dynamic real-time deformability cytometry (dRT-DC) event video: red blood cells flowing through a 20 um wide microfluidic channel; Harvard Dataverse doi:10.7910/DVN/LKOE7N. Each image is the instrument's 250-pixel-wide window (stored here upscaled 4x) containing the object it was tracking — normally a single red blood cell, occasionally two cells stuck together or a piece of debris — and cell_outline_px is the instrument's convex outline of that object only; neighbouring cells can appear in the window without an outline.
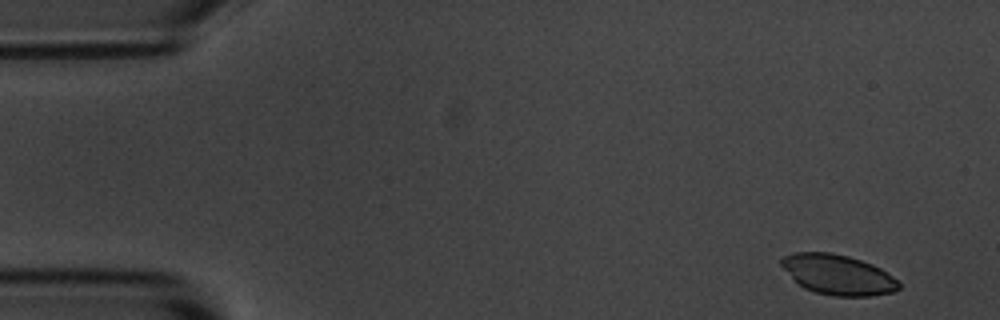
{"species": "common noctule bat (a hibernating species)", "species_latin": "Nyctalus noctula", "temperature_condition": "room temperature", "stored_images_in_passage": 6, "camera_frame_rate_fps": 3000, "um_per_image_px": 0.085, "animal": {"sex": "male", "body_mass_g": 20.1, "forearm_length_mm": 53.5}, "frame": {"image": 1, "passage_image": 1, "time_ms": 0.0, "image_size_px": [1000, 320], "cell_outline_px": [[900, 288], [892, 292], [872, 296], [832, 296], [816, 292], [804, 288], [792, 280], [780, 264], [780, 260], [784, 256], [796, 252], [828, 252], [848, 256], [872, 264], [880, 268], [900, 280]], "centroid_in_image_um": [71.22, 23.35], "position_along_channel_um": 13.8, "area_um2": 27.63}}